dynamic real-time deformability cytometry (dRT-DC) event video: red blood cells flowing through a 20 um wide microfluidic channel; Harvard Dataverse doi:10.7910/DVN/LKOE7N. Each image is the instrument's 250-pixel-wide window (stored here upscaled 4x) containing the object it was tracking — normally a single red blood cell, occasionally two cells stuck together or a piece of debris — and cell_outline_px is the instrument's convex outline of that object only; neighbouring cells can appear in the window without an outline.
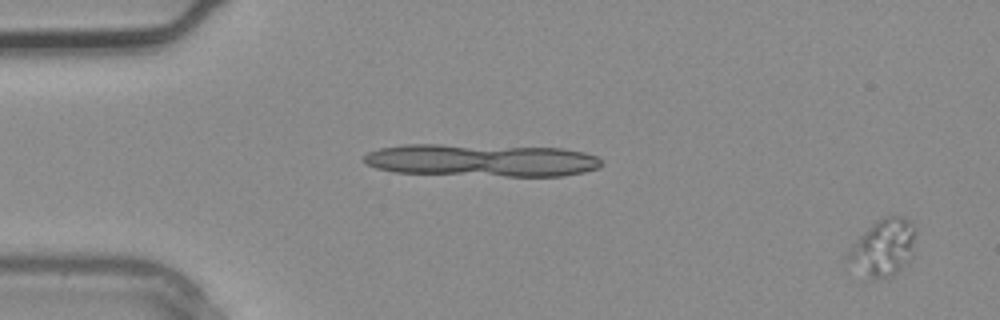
{"species": "common noctule bat (a hibernating species)", "species_latin": "Nyctalus noctula", "temperature_condition": "warm", "stored_images_in_passage": 2, "segment_of_instrument_passage": [2, 2], "camera_frame_rate_fps": 3000, "um_per_image_px": 0.085, "animal": {"sex": "male", "body_mass_g": 20.4}, "frame": {"image": 1, "passage_image": 2, "time_ms": 0.333, "image_size_px": [1000, 320], "cell_outline_px": [[916, 228], [908, 248], [896, 272], [892, 276], [872, 280], [848, 260], [848, 252], [856, 240], [876, 220], [888, 216], [904, 216]], "centroid_in_image_um": [74.99, 20.99], "position_along_channel_um": 10.0, "area_um2": 20.63}}